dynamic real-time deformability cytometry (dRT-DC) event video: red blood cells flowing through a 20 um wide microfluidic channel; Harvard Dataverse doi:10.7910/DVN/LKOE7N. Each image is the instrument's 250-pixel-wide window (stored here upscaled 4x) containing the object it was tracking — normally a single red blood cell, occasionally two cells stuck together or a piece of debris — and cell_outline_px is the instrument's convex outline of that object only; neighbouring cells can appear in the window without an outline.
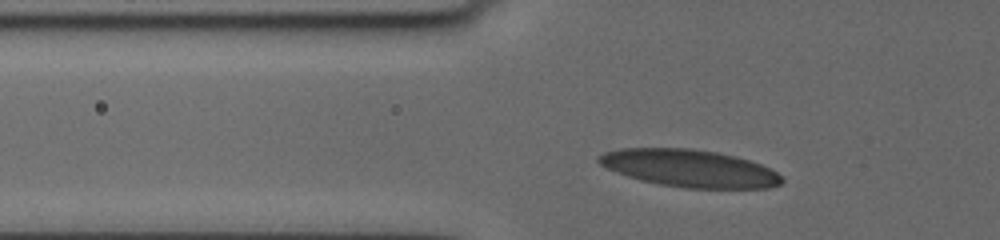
{"species": "human", "species_latin": "Homo sapiens", "temperature_condition": "cold", "stored_images_in_passage": 24, "camera_frame_rate_fps": 3000, "um_per_image_px": 0.085, "donor": {"sex": "female"}, "frame": {"image": 1, "passage_image": 9, "time_ms": 2.0, "image_size_px": [1000, 240], "cell_outline_px": [[784, 180], [780, 184], [768, 188], [684, 188], [660, 184], [640, 180], [616, 172], [600, 164], [596, 160], [604, 152], [620, 148], [692, 148], [716, 152], [736, 156], [760, 164], [776, 172]], "centroid_in_image_um": [58.6, 14.3], "position_along_channel_um": 67.2, "area_um2": 39.71}}
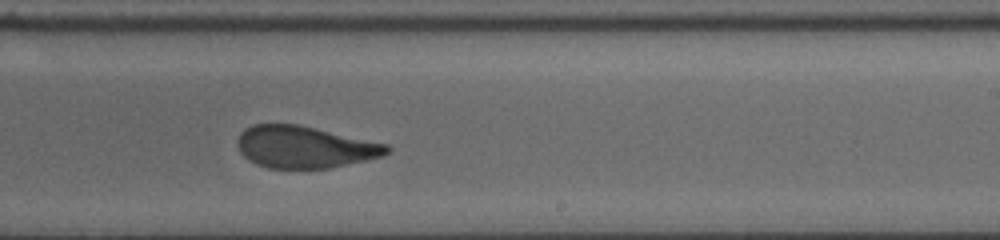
{"frame": {"image": 2, "passage_image": 18, "time_ms": 7.667, "image_size_px": [1000, 240], "cell_outline_px": [[392, 148], [384, 156], [328, 168], [268, 168], [256, 164], [248, 160], [240, 152], [236, 144], [236, 140], [240, 132], [244, 128], [252, 124], [296, 124], [388, 144]], "centroid_in_image_um": [25.85, 12.49], "position_along_channel_um": 263.1, "area_um2": 36.53}}
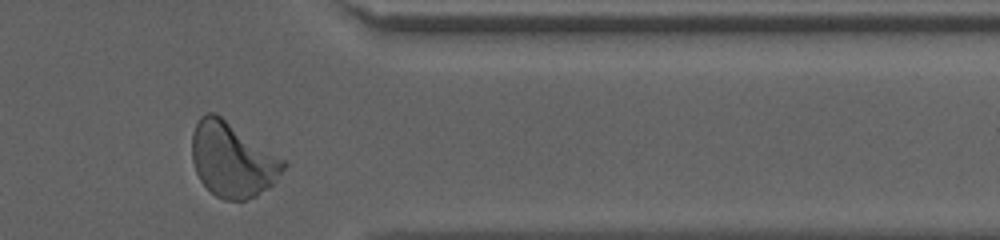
{"frame": {"image": 3, "passage_image": 24, "time_ms": 11.333, "image_size_px": [1000, 240], "cell_outline_px": [[288, 164], [276, 180], [268, 188], [256, 196], [244, 200], [224, 200], [216, 196], [200, 180], [196, 172], [192, 160], [192, 132], [200, 116], [208, 112], [212, 112], [220, 116], [288, 160]], "centroid_in_image_um": [19.78, 13.57], "position_along_channel_um": 391.6, "area_um2": 39.94}, "authors_computed_cell_mechanics": {"area_um2": 38.0035, "velocity_mm_per_s": 3.6367, "shape_relaxation_time_tau1_ms": 5.6266, "shape_relaxation_time_tau2_ms": 0.9887, "deformation_change_tau1": 0.1717, "deformation_change_tau2": 0.0785}}